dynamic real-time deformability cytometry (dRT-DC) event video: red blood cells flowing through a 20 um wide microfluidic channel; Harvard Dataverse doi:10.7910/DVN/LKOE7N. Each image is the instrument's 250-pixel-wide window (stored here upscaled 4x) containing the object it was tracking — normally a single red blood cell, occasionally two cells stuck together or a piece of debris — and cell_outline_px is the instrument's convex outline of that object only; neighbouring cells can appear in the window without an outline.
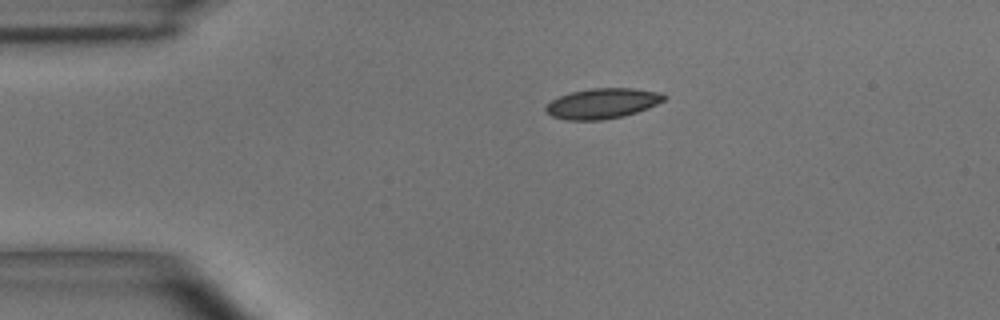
{"species": "common noctule bat (a hibernating species)", "species_latin": "Nyctalus noctula", "temperature_condition": "room temperature", "stored_images_in_passage": 40, "camera_frame_rate_fps": 3000, "um_per_image_px": 0.085, "animal": {"sex": "male", "body_mass_g": 15.6}, "frame": {"image": 1, "passage_image": 1, "time_ms": 0.0, "image_size_px": [1000, 320], "cell_outline_px": [[668, 96], [664, 100], [648, 108], [624, 116], [604, 120], [568, 120], [552, 116], [544, 108], [552, 100], [560, 96], [572, 92], [592, 88], [632, 88], [664, 92]], "centroid_in_image_um": [51.26, 8.79], "position_along_channel_um": 33.7, "area_um2": 20.87}}
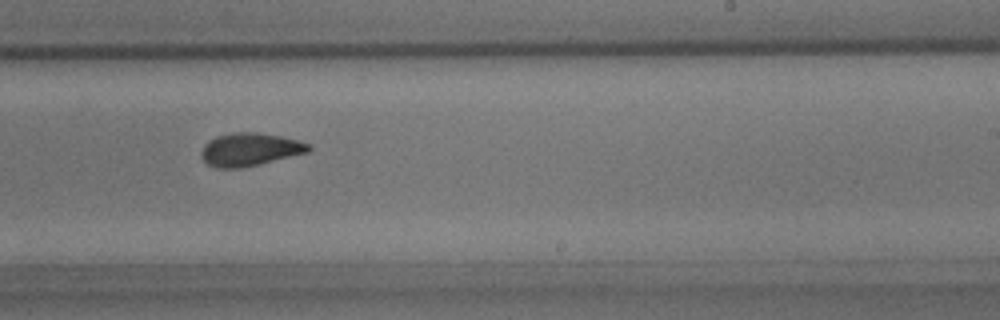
{"frame": {"image": 2, "passage_image": 21, "time_ms": 6.667, "image_size_px": [1000, 320], "cell_outline_px": [[312, 148], [308, 152], [260, 164], [240, 168], [216, 168], [208, 164], [200, 156], [200, 152], [204, 144], [208, 140], [216, 136], [240, 132], [256, 132], [280, 136], [296, 140], [308, 144]], "centroid_in_image_um": [21.2, 12.71], "position_along_channel_um": 267.8, "area_um2": 20.52}}
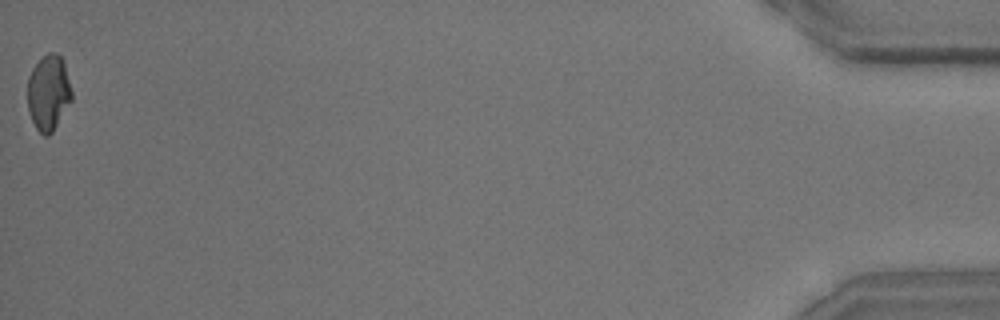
{"frame": {"image": 3, "passage_image": 40, "time_ms": 13.0, "image_size_px": [1000, 320], "cell_outline_px": [[72, 100], [52, 132], [48, 136], [44, 136], [36, 128], [32, 120], [28, 108], [28, 76], [32, 68], [48, 52], [56, 52], [60, 56], [64, 64], [72, 92]], "centroid_in_image_um": [4.12, 7.88], "position_along_channel_um": 431.1, "area_um2": 19.25}, "authors_computed_cell_mechanics": {"area_um2": 20.4612, "velocity_mm_per_s": 4.0715, "shape_relaxation_time_tau1_ms": 4.3425, "shape_relaxation_time_tau2_ms": 2.755, "deformation_change_tau1": 0.1279, "deformation_change_tau2": 0.0762}}